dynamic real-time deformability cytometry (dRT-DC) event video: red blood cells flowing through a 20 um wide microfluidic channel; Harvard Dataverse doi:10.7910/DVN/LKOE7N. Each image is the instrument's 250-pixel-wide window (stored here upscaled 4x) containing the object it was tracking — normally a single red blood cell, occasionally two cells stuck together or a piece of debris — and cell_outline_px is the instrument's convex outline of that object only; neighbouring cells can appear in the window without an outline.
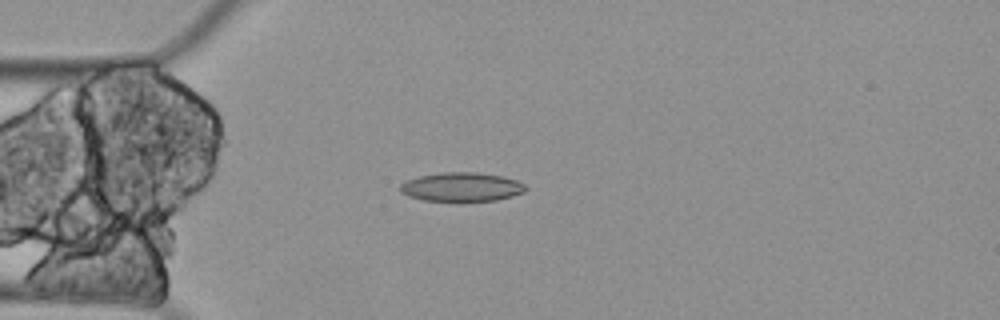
{"species": "Egyptian fruit bat (a non-hibernating species)", "species_latin": "Rousettus aegyptiacus", "temperature_condition": "cold", "stored_images_in_passage": 4, "camera_frame_rate_fps": 3000, "um_per_image_px": 0.085, "animal": {"sex": "female"}, "frame": {"image": 1, "passage_image": 4, "time_ms": 1.0, "image_size_px": [1000, 320], "cell_outline_px": [[528, 188], [524, 192], [512, 196], [496, 200], [424, 200], [408, 196], [400, 192], [400, 184], [408, 180], [420, 176], [440, 172], [476, 172], [504, 176], [516, 180], [524, 184]], "centroid_in_image_um": [39.25, 15.87], "position_along_channel_um": 45.7, "area_um2": 20.98}}